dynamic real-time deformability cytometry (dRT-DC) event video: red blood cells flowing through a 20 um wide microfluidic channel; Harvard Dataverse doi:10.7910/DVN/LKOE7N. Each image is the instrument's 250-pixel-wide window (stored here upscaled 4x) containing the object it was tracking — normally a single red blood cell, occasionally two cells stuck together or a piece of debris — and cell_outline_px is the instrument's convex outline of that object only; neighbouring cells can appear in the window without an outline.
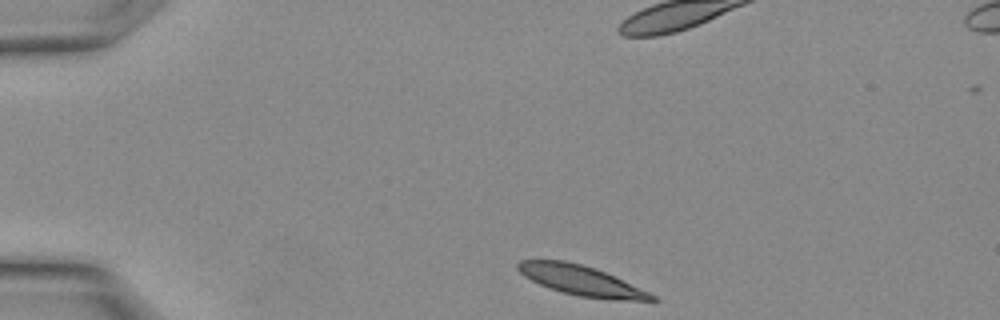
{"species": "Egyptian fruit bat (a non-hibernating species)", "species_latin": "Rousettus aegyptiacus", "temperature_condition": "warm", "stored_images_in_passage": 15, "camera_frame_rate_fps": 3000, "um_per_image_px": 0.085, "animal": {"sex": "female"}, "frame": {"image": 1, "passage_image": 1, "time_ms": 0.0, "image_size_px": [1000, 320], "cell_outline_px": [[660, 300], [616, 300], [580, 296], [548, 288], [524, 276], [516, 268], [516, 264], [520, 260], [564, 260], [596, 268], [648, 292], [656, 296]], "centroid_in_image_um": [49.36, 23.83], "position_along_channel_um": 35.6, "area_um2": 22.95}}